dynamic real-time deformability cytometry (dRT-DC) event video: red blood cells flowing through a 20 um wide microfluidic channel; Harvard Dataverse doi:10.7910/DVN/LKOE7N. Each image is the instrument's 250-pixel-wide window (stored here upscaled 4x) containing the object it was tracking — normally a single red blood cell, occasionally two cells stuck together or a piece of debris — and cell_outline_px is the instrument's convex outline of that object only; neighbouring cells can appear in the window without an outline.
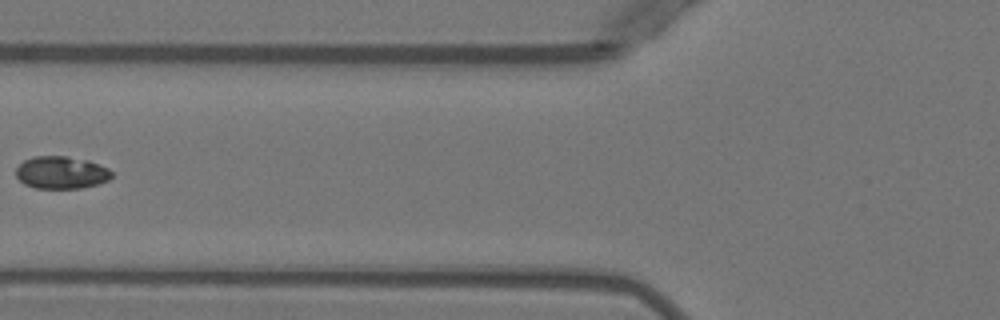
{"species": "Egyptian fruit bat (a non-hibernating species)", "species_latin": "Rousettus aegyptiacus", "temperature_condition": "warm", "stored_images_in_passage": 4, "camera_frame_rate_fps": 3000, "um_per_image_px": 0.085, "animal": {"sex": "female"}, "frame": {"image": 1, "passage_image": 3, "time_ms": 2.333, "image_size_px": [1000, 320], "cell_outline_px": [[112, 176], [108, 180], [96, 184], [80, 188], [36, 188], [24, 184], [16, 176], [16, 168], [24, 160], [32, 156], [68, 156], [88, 160], [108, 168], [112, 172]], "centroid_in_image_um": [5.19, 14.65], "position_along_channel_um": 120.6, "area_um2": 18.09}}
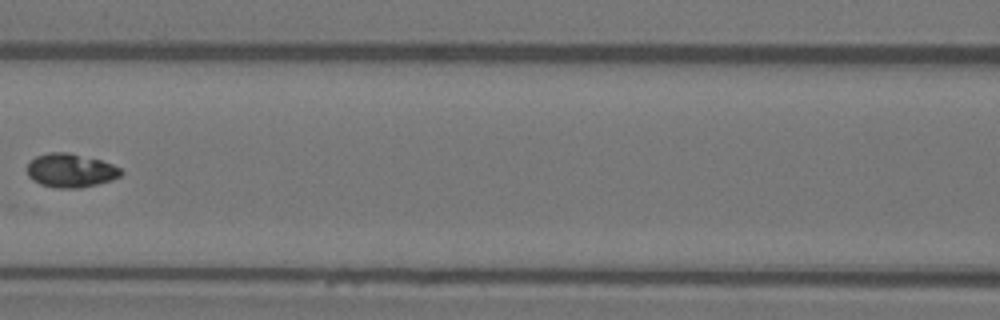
{"frame": {"image": 2, "passage_image": 4, "time_ms": 3.333, "image_size_px": [1000, 320], "cell_outline_px": [[124, 172], [120, 176], [112, 180], [80, 188], [56, 188], [40, 184], [32, 180], [28, 176], [28, 164], [36, 156], [48, 152], [68, 152], [100, 160], [112, 164], [120, 168]], "centroid_in_image_um": [6.0, 14.49], "position_along_channel_um": 160.6, "area_um2": 18.44}}